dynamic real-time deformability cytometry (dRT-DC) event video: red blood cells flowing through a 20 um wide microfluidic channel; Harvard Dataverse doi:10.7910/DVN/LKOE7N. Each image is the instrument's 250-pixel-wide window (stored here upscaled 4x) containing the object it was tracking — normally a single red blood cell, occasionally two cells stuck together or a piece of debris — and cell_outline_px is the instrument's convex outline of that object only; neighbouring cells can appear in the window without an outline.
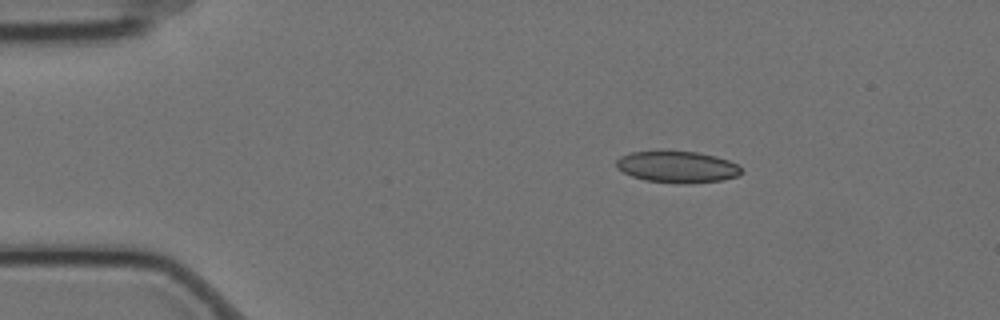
{"species": "Egyptian fruit bat (a non-hibernating species)", "species_latin": "Rousettus aegyptiacus", "temperature_condition": "cold", "stored_images_in_passage": 5, "camera_frame_rate_fps": 3000, "um_per_image_px": 0.085, "animal": {"sex": "female"}, "frame": {"image": 1, "passage_image": 3, "time_ms": 0.667, "image_size_px": [1000, 320], "cell_outline_px": [[744, 172], [736, 176], [720, 180], [684, 184], [680, 184], [644, 180], [632, 176], [616, 168], [616, 160], [620, 156], [632, 152], [696, 152], [716, 156], [728, 160], [736, 164]], "centroid_in_image_um": [57.55, 14.2], "position_along_channel_um": 27.4, "area_um2": 22.72}}